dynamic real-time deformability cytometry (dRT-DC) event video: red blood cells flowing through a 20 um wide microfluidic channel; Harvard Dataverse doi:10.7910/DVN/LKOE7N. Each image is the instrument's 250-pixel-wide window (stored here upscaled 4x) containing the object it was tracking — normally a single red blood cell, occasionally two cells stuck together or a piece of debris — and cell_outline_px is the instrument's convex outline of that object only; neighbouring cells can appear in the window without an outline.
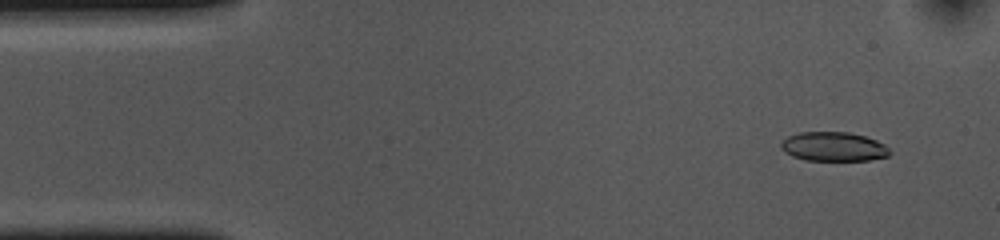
{"species": "common noctule bat (a hibernating species)", "species_latin": "Nyctalus noctula", "temperature_condition": "cold", "stored_images_in_passage": 54, "camera_frame_rate_fps": 3000, "um_per_image_px": 0.085, "animal": {"sex": "female", "body_mass_g": 10.0, "forearm_length_mm": 53.1}, "frame": {"image": 1, "passage_image": 4, "time_ms": 1.0, "image_size_px": [1000, 240], "cell_outline_px": [[892, 152], [888, 156], [868, 160], [804, 160], [792, 156], [784, 152], [780, 148], [780, 144], [788, 136], [800, 132], [848, 132], [864, 136], [876, 140], [884, 144]], "centroid_in_image_um": [70.84, 12.46], "position_along_channel_um": 14.2, "area_um2": 18.5}}
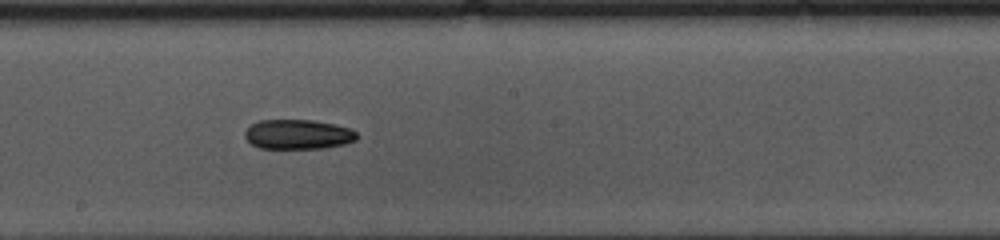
{"frame": {"image": 2, "passage_image": 28, "time_ms": 9.0, "image_size_px": [1000, 240], "cell_outline_px": [[356, 140], [344, 144], [324, 148], [260, 148], [252, 144], [244, 136], [244, 132], [252, 124], [260, 120], [312, 120], [352, 128], [356, 132]], "centroid_in_image_um": [25.33, 11.42], "position_along_channel_um": 222.9, "area_um2": 19.25}}
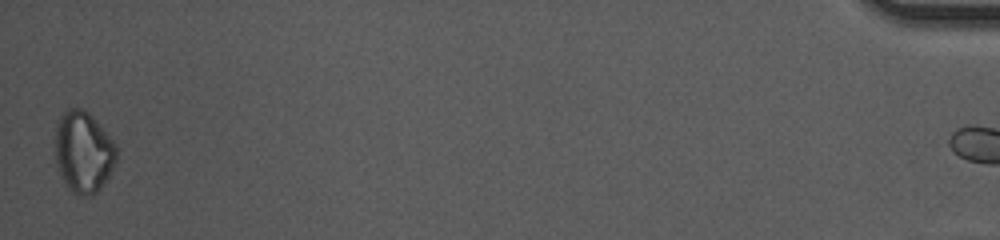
{"frame": {"image": 3, "passage_image": 53, "time_ms": 17.333, "image_size_px": [1000, 240], "cell_outline_px": [[116, 160], [108, 176], [100, 188], [92, 196], [80, 196], [72, 192], [68, 188], [56, 164], [56, 124], [60, 116], [68, 108], [84, 108], [92, 116], [116, 144]], "centroid_in_image_um": [7.08, 12.91], "position_along_channel_um": 428.1, "area_um2": 28.84}, "authors_computed_cell_mechanics": {"area_um2": 19.9699, "velocity_mm_per_s": 3.6587, "shape_relaxation_time_tau1_ms": 2.0558, "shape_relaxation_time_tau2_ms": null, "deformation_change_tau1": 0.084, "deformation_change_tau2": null}}